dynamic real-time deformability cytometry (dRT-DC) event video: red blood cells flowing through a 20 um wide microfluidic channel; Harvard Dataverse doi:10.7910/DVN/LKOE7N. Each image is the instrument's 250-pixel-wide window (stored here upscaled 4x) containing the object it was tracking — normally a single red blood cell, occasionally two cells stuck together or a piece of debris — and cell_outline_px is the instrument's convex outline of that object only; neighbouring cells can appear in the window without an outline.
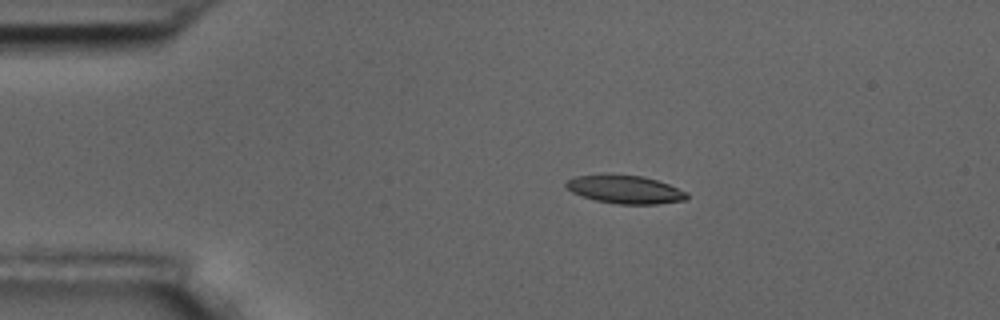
{"species": "common noctule bat (a hibernating species)", "species_latin": "Nyctalus noctula", "temperature_condition": "room temperature", "stored_images_in_passage": 6, "camera_frame_rate_fps": 3000, "um_per_image_px": 0.085, "animal": {"sex": "male", "body_mass_g": 17.5, "forearm_length_mm": 52.3}, "frame": {"image": 1, "passage_image": 3, "time_ms": 2.333, "image_size_px": [1000, 320], "cell_outline_px": [[688, 200], [656, 204], [616, 204], [596, 200], [580, 196], [564, 188], [564, 184], [568, 180], [576, 176], [644, 176], [668, 184], [688, 192]], "centroid_in_image_um": [53.15, 16.14], "position_along_channel_um": 31.8, "area_um2": 19.54}}
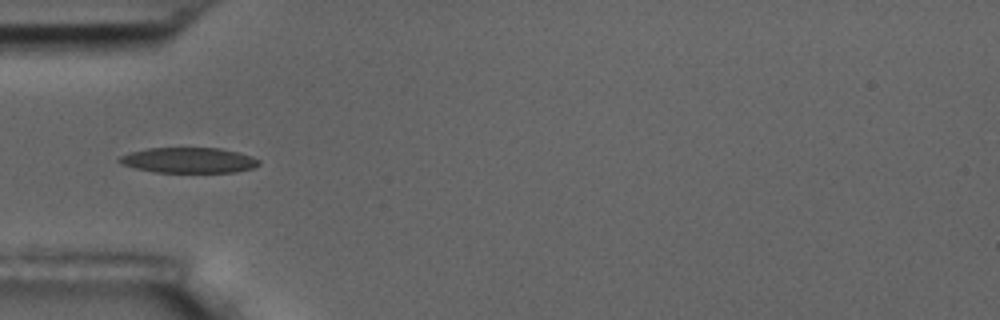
{"frame": {"image": 2, "passage_image": 5, "time_ms": 4.667, "image_size_px": [1000, 320], "cell_outline_px": [[260, 164], [252, 168], [236, 172], [152, 172], [120, 164], [116, 160], [120, 156], [128, 152], [148, 148], [220, 148], [252, 156], [260, 160]], "centroid_in_image_um": [16.0, 13.62], "position_along_channel_um": 69.0, "area_um2": 20.75}}